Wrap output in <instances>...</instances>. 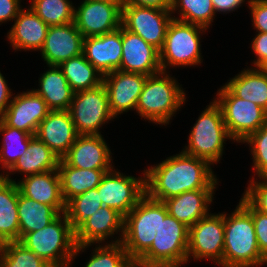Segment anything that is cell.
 Instances as JSON below:
<instances>
[{
	"label": "cell",
	"instance_id": "cell-1",
	"mask_svg": "<svg viewBox=\"0 0 267 267\" xmlns=\"http://www.w3.org/2000/svg\"><path fill=\"white\" fill-rule=\"evenodd\" d=\"M212 168L207 160L181 151L143 170L145 194L163 202L187 191L217 189L220 181Z\"/></svg>",
	"mask_w": 267,
	"mask_h": 267
},
{
	"label": "cell",
	"instance_id": "cell-2",
	"mask_svg": "<svg viewBox=\"0 0 267 267\" xmlns=\"http://www.w3.org/2000/svg\"><path fill=\"white\" fill-rule=\"evenodd\" d=\"M264 259L257 243L252 215L238 203L231 214L224 212V250L219 266L259 267Z\"/></svg>",
	"mask_w": 267,
	"mask_h": 267
},
{
	"label": "cell",
	"instance_id": "cell-3",
	"mask_svg": "<svg viewBox=\"0 0 267 267\" xmlns=\"http://www.w3.org/2000/svg\"><path fill=\"white\" fill-rule=\"evenodd\" d=\"M184 91L182 84L169 72L147 76L135 111L148 122L168 125L186 102Z\"/></svg>",
	"mask_w": 267,
	"mask_h": 267
},
{
	"label": "cell",
	"instance_id": "cell-4",
	"mask_svg": "<svg viewBox=\"0 0 267 267\" xmlns=\"http://www.w3.org/2000/svg\"><path fill=\"white\" fill-rule=\"evenodd\" d=\"M19 242L52 267H72L77 244L65 212L46 227L25 234Z\"/></svg>",
	"mask_w": 267,
	"mask_h": 267
},
{
	"label": "cell",
	"instance_id": "cell-5",
	"mask_svg": "<svg viewBox=\"0 0 267 267\" xmlns=\"http://www.w3.org/2000/svg\"><path fill=\"white\" fill-rule=\"evenodd\" d=\"M167 215L168 210L163 202L153 200L145 194L124 217L121 243L133 263L150 248L161 217Z\"/></svg>",
	"mask_w": 267,
	"mask_h": 267
},
{
	"label": "cell",
	"instance_id": "cell-6",
	"mask_svg": "<svg viewBox=\"0 0 267 267\" xmlns=\"http://www.w3.org/2000/svg\"><path fill=\"white\" fill-rule=\"evenodd\" d=\"M226 139L233 141L227 131L221 108L213 98L191 128L188 144L182 152L217 165L222 159Z\"/></svg>",
	"mask_w": 267,
	"mask_h": 267
},
{
	"label": "cell",
	"instance_id": "cell-7",
	"mask_svg": "<svg viewBox=\"0 0 267 267\" xmlns=\"http://www.w3.org/2000/svg\"><path fill=\"white\" fill-rule=\"evenodd\" d=\"M189 227L170 216L161 217L150 248L134 263L142 267H182L187 264Z\"/></svg>",
	"mask_w": 267,
	"mask_h": 267
},
{
	"label": "cell",
	"instance_id": "cell-8",
	"mask_svg": "<svg viewBox=\"0 0 267 267\" xmlns=\"http://www.w3.org/2000/svg\"><path fill=\"white\" fill-rule=\"evenodd\" d=\"M207 28L172 19L159 50L161 70L168 72L170 67H188L201 64V35ZM168 69V71H167Z\"/></svg>",
	"mask_w": 267,
	"mask_h": 267
},
{
	"label": "cell",
	"instance_id": "cell-9",
	"mask_svg": "<svg viewBox=\"0 0 267 267\" xmlns=\"http://www.w3.org/2000/svg\"><path fill=\"white\" fill-rule=\"evenodd\" d=\"M215 102L233 142L242 143L250 134L267 123V111L261 106L237 97L226 85L216 93Z\"/></svg>",
	"mask_w": 267,
	"mask_h": 267
},
{
	"label": "cell",
	"instance_id": "cell-10",
	"mask_svg": "<svg viewBox=\"0 0 267 267\" xmlns=\"http://www.w3.org/2000/svg\"><path fill=\"white\" fill-rule=\"evenodd\" d=\"M69 112L79 135H101L99 128L115 119L109 108L104 84L76 92Z\"/></svg>",
	"mask_w": 267,
	"mask_h": 267
},
{
	"label": "cell",
	"instance_id": "cell-11",
	"mask_svg": "<svg viewBox=\"0 0 267 267\" xmlns=\"http://www.w3.org/2000/svg\"><path fill=\"white\" fill-rule=\"evenodd\" d=\"M224 250V213H209L189 227L187 263L209 259L220 264Z\"/></svg>",
	"mask_w": 267,
	"mask_h": 267
},
{
	"label": "cell",
	"instance_id": "cell-12",
	"mask_svg": "<svg viewBox=\"0 0 267 267\" xmlns=\"http://www.w3.org/2000/svg\"><path fill=\"white\" fill-rule=\"evenodd\" d=\"M123 232L124 216L115 209L106 206L100 207L75 229L77 246L73 260L78 254L86 251L92 245L94 247L95 244H105V240H109L111 237L114 238L115 233L119 235L118 238L115 236L114 240H109V244L120 243Z\"/></svg>",
	"mask_w": 267,
	"mask_h": 267
},
{
	"label": "cell",
	"instance_id": "cell-13",
	"mask_svg": "<svg viewBox=\"0 0 267 267\" xmlns=\"http://www.w3.org/2000/svg\"><path fill=\"white\" fill-rule=\"evenodd\" d=\"M96 188L103 206L125 217L145 195V176H127L113 168L105 173Z\"/></svg>",
	"mask_w": 267,
	"mask_h": 267
},
{
	"label": "cell",
	"instance_id": "cell-14",
	"mask_svg": "<svg viewBox=\"0 0 267 267\" xmlns=\"http://www.w3.org/2000/svg\"><path fill=\"white\" fill-rule=\"evenodd\" d=\"M172 19L171 10L136 5L122 6L121 25L158 50L163 46Z\"/></svg>",
	"mask_w": 267,
	"mask_h": 267
},
{
	"label": "cell",
	"instance_id": "cell-15",
	"mask_svg": "<svg viewBox=\"0 0 267 267\" xmlns=\"http://www.w3.org/2000/svg\"><path fill=\"white\" fill-rule=\"evenodd\" d=\"M75 7L74 24L84 38L112 32L121 26L122 8L118 4L83 0Z\"/></svg>",
	"mask_w": 267,
	"mask_h": 267
},
{
	"label": "cell",
	"instance_id": "cell-16",
	"mask_svg": "<svg viewBox=\"0 0 267 267\" xmlns=\"http://www.w3.org/2000/svg\"><path fill=\"white\" fill-rule=\"evenodd\" d=\"M147 75L115 70L103 76L109 108L115 118L135 110Z\"/></svg>",
	"mask_w": 267,
	"mask_h": 267
},
{
	"label": "cell",
	"instance_id": "cell-17",
	"mask_svg": "<svg viewBox=\"0 0 267 267\" xmlns=\"http://www.w3.org/2000/svg\"><path fill=\"white\" fill-rule=\"evenodd\" d=\"M50 111L46 102L32 88L15 94L0 119L7 126L36 135L39 124Z\"/></svg>",
	"mask_w": 267,
	"mask_h": 267
},
{
	"label": "cell",
	"instance_id": "cell-18",
	"mask_svg": "<svg viewBox=\"0 0 267 267\" xmlns=\"http://www.w3.org/2000/svg\"><path fill=\"white\" fill-rule=\"evenodd\" d=\"M83 35L74 22L64 25L49 26L41 57L47 64L59 66L70 58L82 54Z\"/></svg>",
	"mask_w": 267,
	"mask_h": 267
},
{
	"label": "cell",
	"instance_id": "cell-19",
	"mask_svg": "<svg viewBox=\"0 0 267 267\" xmlns=\"http://www.w3.org/2000/svg\"><path fill=\"white\" fill-rule=\"evenodd\" d=\"M119 70L147 76L160 73L159 50L122 26V59Z\"/></svg>",
	"mask_w": 267,
	"mask_h": 267
},
{
	"label": "cell",
	"instance_id": "cell-20",
	"mask_svg": "<svg viewBox=\"0 0 267 267\" xmlns=\"http://www.w3.org/2000/svg\"><path fill=\"white\" fill-rule=\"evenodd\" d=\"M101 135H79L61 158L67 165L80 169H113V157Z\"/></svg>",
	"mask_w": 267,
	"mask_h": 267
},
{
	"label": "cell",
	"instance_id": "cell-21",
	"mask_svg": "<svg viewBox=\"0 0 267 267\" xmlns=\"http://www.w3.org/2000/svg\"><path fill=\"white\" fill-rule=\"evenodd\" d=\"M82 54L103 75L119 70L122 59V25L112 32L84 38Z\"/></svg>",
	"mask_w": 267,
	"mask_h": 267
},
{
	"label": "cell",
	"instance_id": "cell-22",
	"mask_svg": "<svg viewBox=\"0 0 267 267\" xmlns=\"http://www.w3.org/2000/svg\"><path fill=\"white\" fill-rule=\"evenodd\" d=\"M36 136L61 159L79 134L69 110L50 111L39 124Z\"/></svg>",
	"mask_w": 267,
	"mask_h": 267
},
{
	"label": "cell",
	"instance_id": "cell-23",
	"mask_svg": "<svg viewBox=\"0 0 267 267\" xmlns=\"http://www.w3.org/2000/svg\"><path fill=\"white\" fill-rule=\"evenodd\" d=\"M7 39L15 51H40L44 45L49 26L29 7L21 9L13 20Z\"/></svg>",
	"mask_w": 267,
	"mask_h": 267
},
{
	"label": "cell",
	"instance_id": "cell-24",
	"mask_svg": "<svg viewBox=\"0 0 267 267\" xmlns=\"http://www.w3.org/2000/svg\"><path fill=\"white\" fill-rule=\"evenodd\" d=\"M22 178L16 183L23 196L53 206L59 213L65 212L66 203L61 194L60 178L57 170Z\"/></svg>",
	"mask_w": 267,
	"mask_h": 267
},
{
	"label": "cell",
	"instance_id": "cell-25",
	"mask_svg": "<svg viewBox=\"0 0 267 267\" xmlns=\"http://www.w3.org/2000/svg\"><path fill=\"white\" fill-rule=\"evenodd\" d=\"M215 189H199L187 191L163 201L168 214L187 227L193 226L199 219L210 212V204L214 200Z\"/></svg>",
	"mask_w": 267,
	"mask_h": 267
},
{
	"label": "cell",
	"instance_id": "cell-26",
	"mask_svg": "<svg viewBox=\"0 0 267 267\" xmlns=\"http://www.w3.org/2000/svg\"><path fill=\"white\" fill-rule=\"evenodd\" d=\"M60 158L36 135H32L24 155L19 157L14 166L4 174V178L16 182L11 174L20 173L23 176L34 175L46 171L57 170Z\"/></svg>",
	"mask_w": 267,
	"mask_h": 267
},
{
	"label": "cell",
	"instance_id": "cell-27",
	"mask_svg": "<svg viewBox=\"0 0 267 267\" xmlns=\"http://www.w3.org/2000/svg\"><path fill=\"white\" fill-rule=\"evenodd\" d=\"M39 78V88L33 89L51 111L69 110L75 92L59 66L49 65Z\"/></svg>",
	"mask_w": 267,
	"mask_h": 267
},
{
	"label": "cell",
	"instance_id": "cell-28",
	"mask_svg": "<svg viewBox=\"0 0 267 267\" xmlns=\"http://www.w3.org/2000/svg\"><path fill=\"white\" fill-rule=\"evenodd\" d=\"M112 169H80L67 165L62 159L57 168L61 194L65 203L90 189H95L105 173Z\"/></svg>",
	"mask_w": 267,
	"mask_h": 267
},
{
	"label": "cell",
	"instance_id": "cell-29",
	"mask_svg": "<svg viewBox=\"0 0 267 267\" xmlns=\"http://www.w3.org/2000/svg\"><path fill=\"white\" fill-rule=\"evenodd\" d=\"M18 195L17 183L0 176V244L19 241Z\"/></svg>",
	"mask_w": 267,
	"mask_h": 267
},
{
	"label": "cell",
	"instance_id": "cell-30",
	"mask_svg": "<svg viewBox=\"0 0 267 267\" xmlns=\"http://www.w3.org/2000/svg\"><path fill=\"white\" fill-rule=\"evenodd\" d=\"M228 81L225 85L237 97L251 101L267 111V77L258 68H245Z\"/></svg>",
	"mask_w": 267,
	"mask_h": 267
},
{
	"label": "cell",
	"instance_id": "cell-31",
	"mask_svg": "<svg viewBox=\"0 0 267 267\" xmlns=\"http://www.w3.org/2000/svg\"><path fill=\"white\" fill-rule=\"evenodd\" d=\"M19 240L27 233L46 227L60 213L47 204L18 195Z\"/></svg>",
	"mask_w": 267,
	"mask_h": 267
},
{
	"label": "cell",
	"instance_id": "cell-32",
	"mask_svg": "<svg viewBox=\"0 0 267 267\" xmlns=\"http://www.w3.org/2000/svg\"><path fill=\"white\" fill-rule=\"evenodd\" d=\"M59 67L75 93L93 89L103 84L104 75L86 60L83 54L70 58Z\"/></svg>",
	"mask_w": 267,
	"mask_h": 267
},
{
	"label": "cell",
	"instance_id": "cell-33",
	"mask_svg": "<svg viewBox=\"0 0 267 267\" xmlns=\"http://www.w3.org/2000/svg\"><path fill=\"white\" fill-rule=\"evenodd\" d=\"M1 134L3 135V141L0 147V166L2 170L0 176H4V173L6 174L14 166L19 157L25 154L32 135L7 126L0 119Z\"/></svg>",
	"mask_w": 267,
	"mask_h": 267
},
{
	"label": "cell",
	"instance_id": "cell-34",
	"mask_svg": "<svg viewBox=\"0 0 267 267\" xmlns=\"http://www.w3.org/2000/svg\"><path fill=\"white\" fill-rule=\"evenodd\" d=\"M175 12L179 17L173 15ZM171 14L173 19L200 25L207 29L210 28L216 15L212 0H172Z\"/></svg>",
	"mask_w": 267,
	"mask_h": 267
},
{
	"label": "cell",
	"instance_id": "cell-35",
	"mask_svg": "<svg viewBox=\"0 0 267 267\" xmlns=\"http://www.w3.org/2000/svg\"><path fill=\"white\" fill-rule=\"evenodd\" d=\"M29 7L48 25L74 22L75 6L70 0H30Z\"/></svg>",
	"mask_w": 267,
	"mask_h": 267
},
{
	"label": "cell",
	"instance_id": "cell-36",
	"mask_svg": "<svg viewBox=\"0 0 267 267\" xmlns=\"http://www.w3.org/2000/svg\"><path fill=\"white\" fill-rule=\"evenodd\" d=\"M0 267H52L19 241L0 244Z\"/></svg>",
	"mask_w": 267,
	"mask_h": 267
},
{
	"label": "cell",
	"instance_id": "cell-37",
	"mask_svg": "<svg viewBox=\"0 0 267 267\" xmlns=\"http://www.w3.org/2000/svg\"><path fill=\"white\" fill-rule=\"evenodd\" d=\"M102 201L99 197L97 188L87 190L71 198L66 203L65 214L75 230L84 220L102 207Z\"/></svg>",
	"mask_w": 267,
	"mask_h": 267
},
{
	"label": "cell",
	"instance_id": "cell-38",
	"mask_svg": "<svg viewBox=\"0 0 267 267\" xmlns=\"http://www.w3.org/2000/svg\"><path fill=\"white\" fill-rule=\"evenodd\" d=\"M84 267H135L122 243L97 244Z\"/></svg>",
	"mask_w": 267,
	"mask_h": 267
},
{
	"label": "cell",
	"instance_id": "cell-39",
	"mask_svg": "<svg viewBox=\"0 0 267 267\" xmlns=\"http://www.w3.org/2000/svg\"><path fill=\"white\" fill-rule=\"evenodd\" d=\"M242 143L249 145L254 174L258 178H267V123L250 134Z\"/></svg>",
	"mask_w": 267,
	"mask_h": 267
},
{
	"label": "cell",
	"instance_id": "cell-40",
	"mask_svg": "<svg viewBox=\"0 0 267 267\" xmlns=\"http://www.w3.org/2000/svg\"><path fill=\"white\" fill-rule=\"evenodd\" d=\"M242 196L256 210L267 214V178H256L255 180L252 176Z\"/></svg>",
	"mask_w": 267,
	"mask_h": 267
},
{
	"label": "cell",
	"instance_id": "cell-41",
	"mask_svg": "<svg viewBox=\"0 0 267 267\" xmlns=\"http://www.w3.org/2000/svg\"><path fill=\"white\" fill-rule=\"evenodd\" d=\"M239 203L252 215L260 252L267 257V214L256 210L243 196Z\"/></svg>",
	"mask_w": 267,
	"mask_h": 267
},
{
	"label": "cell",
	"instance_id": "cell-42",
	"mask_svg": "<svg viewBox=\"0 0 267 267\" xmlns=\"http://www.w3.org/2000/svg\"><path fill=\"white\" fill-rule=\"evenodd\" d=\"M253 29L267 33V0H247Z\"/></svg>",
	"mask_w": 267,
	"mask_h": 267
},
{
	"label": "cell",
	"instance_id": "cell-43",
	"mask_svg": "<svg viewBox=\"0 0 267 267\" xmlns=\"http://www.w3.org/2000/svg\"><path fill=\"white\" fill-rule=\"evenodd\" d=\"M257 34L251 41V50L256 55L252 62L253 68H257L262 62L267 60V33L256 32Z\"/></svg>",
	"mask_w": 267,
	"mask_h": 267
},
{
	"label": "cell",
	"instance_id": "cell-44",
	"mask_svg": "<svg viewBox=\"0 0 267 267\" xmlns=\"http://www.w3.org/2000/svg\"><path fill=\"white\" fill-rule=\"evenodd\" d=\"M21 0H0V25L13 21L22 9Z\"/></svg>",
	"mask_w": 267,
	"mask_h": 267
},
{
	"label": "cell",
	"instance_id": "cell-45",
	"mask_svg": "<svg viewBox=\"0 0 267 267\" xmlns=\"http://www.w3.org/2000/svg\"><path fill=\"white\" fill-rule=\"evenodd\" d=\"M123 6L154 7L161 10H171L172 0H122Z\"/></svg>",
	"mask_w": 267,
	"mask_h": 267
},
{
	"label": "cell",
	"instance_id": "cell-46",
	"mask_svg": "<svg viewBox=\"0 0 267 267\" xmlns=\"http://www.w3.org/2000/svg\"><path fill=\"white\" fill-rule=\"evenodd\" d=\"M246 0H212L215 13L228 14L238 10Z\"/></svg>",
	"mask_w": 267,
	"mask_h": 267
},
{
	"label": "cell",
	"instance_id": "cell-47",
	"mask_svg": "<svg viewBox=\"0 0 267 267\" xmlns=\"http://www.w3.org/2000/svg\"><path fill=\"white\" fill-rule=\"evenodd\" d=\"M13 92L8 87L5 77L0 72V116L6 111L7 107L13 99Z\"/></svg>",
	"mask_w": 267,
	"mask_h": 267
},
{
	"label": "cell",
	"instance_id": "cell-48",
	"mask_svg": "<svg viewBox=\"0 0 267 267\" xmlns=\"http://www.w3.org/2000/svg\"><path fill=\"white\" fill-rule=\"evenodd\" d=\"M257 68L267 77V60L262 62Z\"/></svg>",
	"mask_w": 267,
	"mask_h": 267
},
{
	"label": "cell",
	"instance_id": "cell-49",
	"mask_svg": "<svg viewBox=\"0 0 267 267\" xmlns=\"http://www.w3.org/2000/svg\"><path fill=\"white\" fill-rule=\"evenodd\" d=\"M97 1H104V2L118 4L121 8L123 6V1L122 0H97Z\"/></svg>",
	"mask_w": 267,
	"mask_h": 267
},
{
	"label": "cell",
	"instance_id": "cell-50",
	"mask_svg": "<svg viewBox=\"0 0 267 267\" xmlns=\"http://www.w3.org/2000/svg\"><path fill=\"white\" fill-rule=\"evenodd\" d=\"M266 264L267 265V257H265V259L263 260L262 264H261V267Z\"/></svg>",
	"mask_w": 267,
	"mask_h": 267
}]
</instances>
